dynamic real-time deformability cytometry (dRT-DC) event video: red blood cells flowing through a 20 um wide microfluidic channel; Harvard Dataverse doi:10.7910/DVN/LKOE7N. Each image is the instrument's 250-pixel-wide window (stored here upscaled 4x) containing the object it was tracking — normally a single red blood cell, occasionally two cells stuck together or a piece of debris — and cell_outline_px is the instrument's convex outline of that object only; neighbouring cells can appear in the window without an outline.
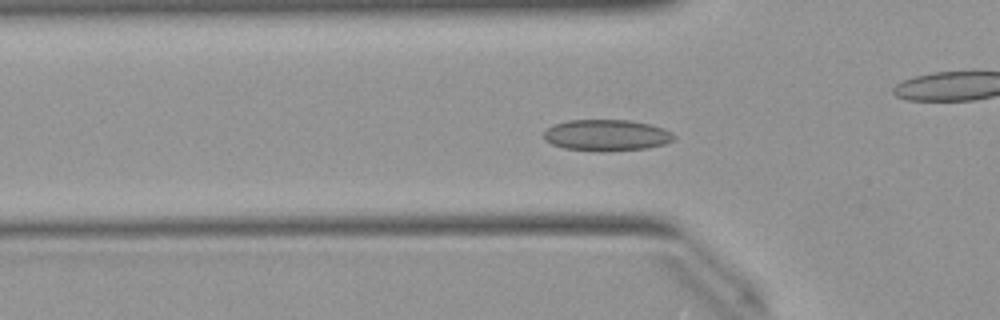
{"species": "Egyptian fruit bat (a non-hibernating species)", "species_latin": "Rousettus aegyptiacus", "temperature_condition": "warm", "stored_images_in_passage": 39, "camera_frame_rate_fps": 3000, "um_per_image_px": 0.085, "animal": {"sex": "female"}, "frame": {"image": 1, "passage_image": 4, "time_ms": 1.0, "image_size_px": [1000, 320], "cell_outline_px": [[676, 140], [664, 144], [648, 148], [600, 152], [564, 148], [552, 144], [544, 140], [544, 132], [548, 128], [556, 124], [568, 120], [628, 120], [652, 124], [664, 128], [672, 132], [676, 136]], "centroid_in_image_um": [51.61, 11.5], "position_along_channel_um": 74.2, "area_um2": 23.99}}
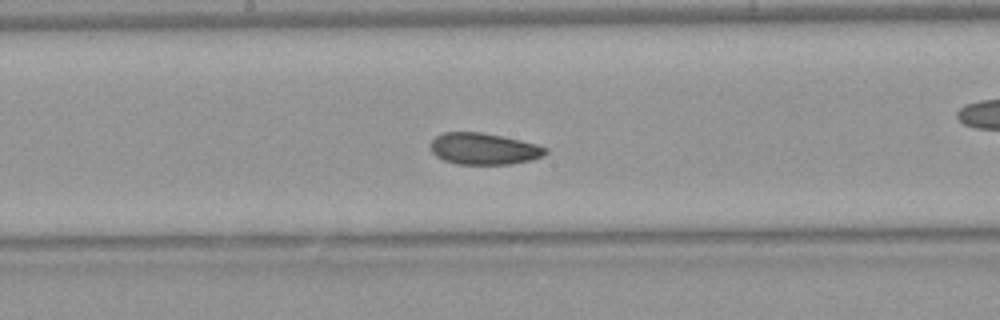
{"frame": {"image": 2, "passage_image": 14, "time_ms": 4.333, "image_size_px": [1000, 320], "cell_outline_px": [[548, 152], [544, 156], [532, 160], [512, 164], [456, 164], [444, 160], [436, 156], [432, 152], [428, 144], [436, 136], [444, 132], [480, 132], [520, 140], [536, 144], [548, 148]], "centroid_in_image_um": [41.12, 12.65], "position_along_channel_um": 207.1, "area_um2": 21.27}}
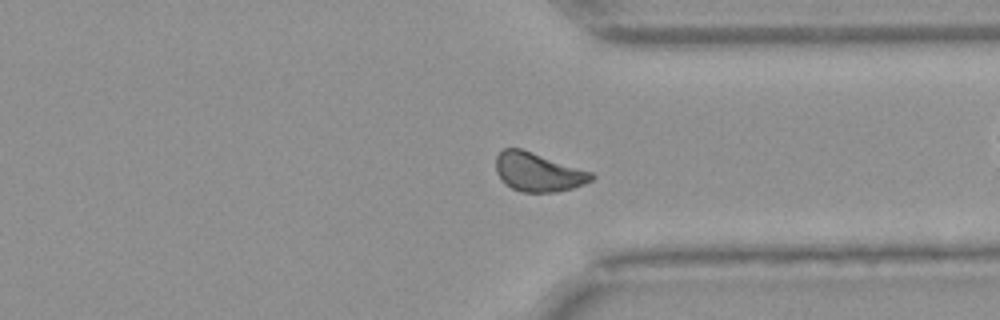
{"frame": {"image": 3, "passage_image": 26, "time_ms": 8.333, "image_size_px": [1000, 320], "cell_outline_px": [[596, 176], [592, 180], [584, 184], [572, 188], [556, 192], [520, 192], [504, 184], [496, 172], [496, 156], [504, 148], [520, 148], [592, 172]], "centroid_in_image_um": [45.73, 14.64], "position_along_channel_um": 365.7, "area_um2": 21.56}, "authors_computed_cell_mechanics": {"area_um2": 21.5594, "velocity_mm_per_s": 3.9791, "shape_relaxation_time_tau1_ms": null, "shape_relaxation_time_tau2_ms": 3.4601, "deformation_change_tau1": null, "deformation_change_tau2": 0.0788}}